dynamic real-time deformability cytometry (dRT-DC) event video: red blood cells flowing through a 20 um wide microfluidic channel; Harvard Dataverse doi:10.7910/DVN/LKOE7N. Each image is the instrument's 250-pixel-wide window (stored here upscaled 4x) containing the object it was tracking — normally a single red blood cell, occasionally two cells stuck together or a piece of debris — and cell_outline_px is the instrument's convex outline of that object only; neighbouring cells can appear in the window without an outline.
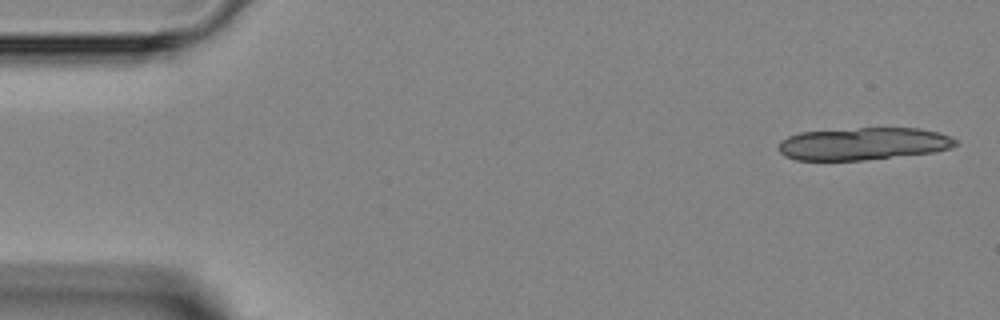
{"species": "Egyptian fruit bat (a non-hibernating species)", "species_latin": "Rousettus aegyptiacus", "temperature_condition": "room temperature", "stored_images_in_passage": 14, "camera_frame_rate_fps": 3000, "um_per_image_px": 0.085, "animal": {"sex": "female"}, "frame": {"image": 1, "passage_image": 1, "time_ms": 0.0, "image_size_px": [1000, 320], "cell_outline_px": [[956, 144], [948, 148], [936, 152], [864, 160], [796, 160], [784, 156], [776, 148], [780, 140], [788, 136], [800, 132], [860, 128], [920, 128], [940, 132], [956, 140]], "centroid_in_image_um": [73.34, 12.22], "position_along_channel_um": 11.7, "area_um2": 33.58}}